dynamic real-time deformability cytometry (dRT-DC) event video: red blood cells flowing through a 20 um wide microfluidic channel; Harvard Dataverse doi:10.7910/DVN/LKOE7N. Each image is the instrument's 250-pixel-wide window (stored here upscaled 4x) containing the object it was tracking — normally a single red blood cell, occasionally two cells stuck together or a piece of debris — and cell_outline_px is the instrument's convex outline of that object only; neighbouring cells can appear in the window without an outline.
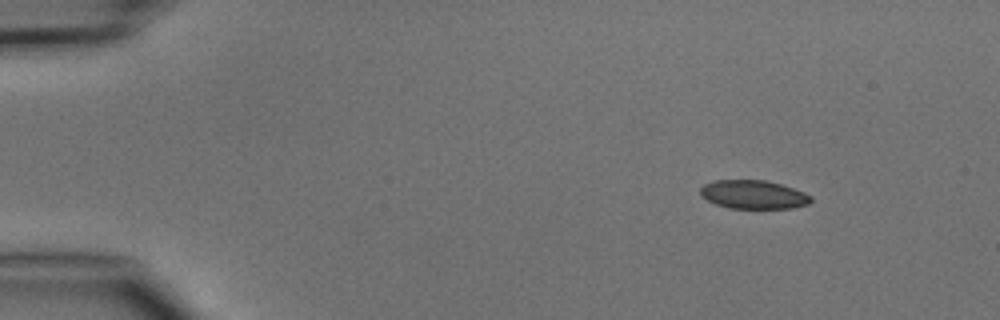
{"species": "common noctule bat (a hibernating species)", "species_latin": "Nyctalus noctula", "temperature_condition": "cold", "stored_images_in_passage": 3, "camera_frame_rate_fps": 3000, "um_per_image_px": 0.085, "animal": {"sex": "male", "body_mass_g": 15.6}, "frame": {"image": 1, "passage_image": 1, "time_ms": 0.0, "image_size_px": [1000, 320], "cell_outline_px": [[812, 200], [808, 204], [792, 208], [728, 208], [716, 204], [700, 196], [700, 188], [704, 184], [712, 180], [764, 180], [780, 184], [804, 192], [812, 196]], "centroid_in_image_um": [64.02, 16.53], "position_along_channel_um": 21.0, "area_um2": 18.44}}